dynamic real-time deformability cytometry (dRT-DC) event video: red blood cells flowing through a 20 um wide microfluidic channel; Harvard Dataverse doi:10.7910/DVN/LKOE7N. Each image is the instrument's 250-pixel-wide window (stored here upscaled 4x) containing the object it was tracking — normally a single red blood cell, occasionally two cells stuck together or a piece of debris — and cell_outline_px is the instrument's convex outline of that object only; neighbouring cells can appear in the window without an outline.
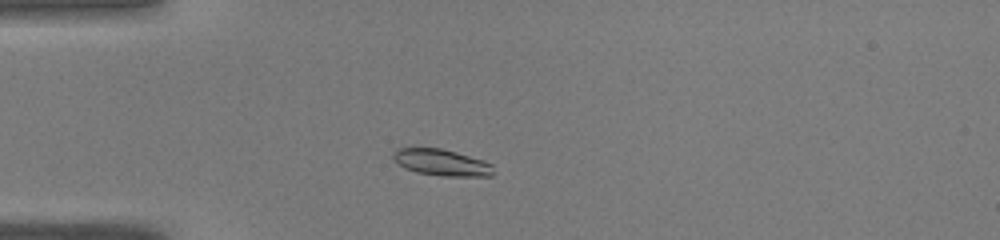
{"species": "common noctule bat (a hibernating species)", "species_latin": "Nyctalus noctula", "temperature_condition": "warm", "stored_images_in_passage": 45, "camera_frame_rate_fps": 3000, "um_per_image_px": 0.085, "animal": {"sex": "male", "body_mass_g": 19.0, "forearm_length_mm": 50.8}, "frame": {"image": 1, "passage_image": 9, "time_ms": 2.667, "image_size_px": [1000, 240], "cell_outline_px": [[496, 172], [492, 176], [440, 176], [416, 172], [404, 168], [392, 160], [392, 152], [396, 148], [440, 148], [456, 152], [484, 160], [492, 164]], "centroid_in_image_um": [37.53, 13.81], "position_along_channel_um": 47.5, "area_um2": 15.78}}
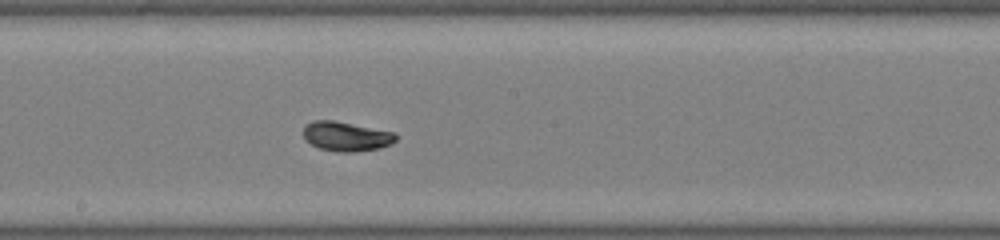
{"frame": {"image": 2, "passage_image": 23, "time_ms": 7.333, "image_size_px": [1000, 240], "cell_outline_px": [[396, 140], [392, 144], [380, 148], [352, 152], [340, 152], [320, 148], [304, 140], [304, 124], [312, 120], [332, 120], [396, 132]], "centroid_in_image_um": [29.43, 11.58], "position_along_channel_um": 218.8, "area_um2": 15.95}}
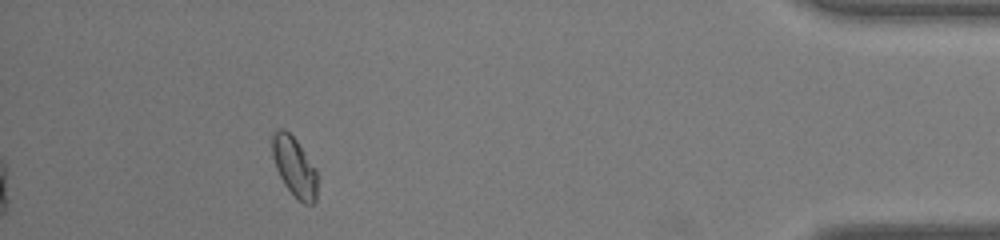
{"frame": {"image": 3, "passage_image": 41, "time_ms": 13.333, "image_size_px": [1000, 240], "cell_outline_px": [[316, 200], [312, 204], [304, 204], [284, 184], [276, 168], [272, 156], [272, 132], [280, 128], [284, 128], [296, 140], [316, 168]], "centroid_in_image_um": [25.01, 14.14], "position_along_channel_um": 410.2, "area_um2": 15.43}, "authors_computed_cell_mechanics": {"area_um2": 15.6638, "velocity_mm_per_s": 4.0584, "shape_relaxation_time_tau1_ms": 4.7309, "shape_relaxation_time_tau2_ms": null, "deformation_change_tau1": 0.179, "deformation_change_tau2": null}}